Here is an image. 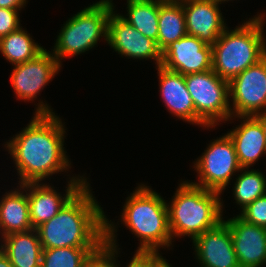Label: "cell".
Here are the masks:
<instances>
[{
	"label": "cell",
	"mask_w": 266,
	"mask_h": 267,
	"mask_svg": "<svg viewBox=\"0 0 266 267\" xmlns=\"http://www.w3.org/2000/svg\"><path fill=\"white\" fill-rule=\"evenodd\" d=\"M47 103L39 100L34 116L5 148L15 161L19 185L41 182L68 171L71 162L64 150L65 125Z\"/></svg>",
	"instance_id": "obj_1"
},
{
	"label": "cell",
	"mask_w": 266,
	"mask_h": 267,
	"mask_svg": "<svg viewBox=\"0 0 266 267\" xmlns=\"http://www.w3.org/2000/svg\"><path fill=\"white\" fill-rule=\"evenodd\" d=\"M87 182L50 220L36 229L43 249L102 247L105 214Z\"/></svg>",
	"instance_id": "obj_2"
},
{
	"label": "cell",
	"mask_w": 266,
	"mask_h": 267,
	"mask_svg": "<svg viewBox=\"0 0 266 267\" xmlns=\"http://www.w3.org/2000/svg\"><path fill=\"white\" fill-rule=\"evenodd\" d=\"M265 14H256L233 30L228 27L212 45V70L230 82L266 56Z\"/></svg>",
	"instance_id": "obj_3"
},
{
	"label": "cell",
	"mask_w": 266,
	"mask_h": 267,
	"mask_svg": "<svg viewBox=\"0 0 266 267\" xmlns=\"http://www.w3.org/2000/svg\"><path fill=\"white\" fill-rule=\"evenodd\" d=\"M178 185L172 201L167 203L171 236L172 239L188 236L194 240L224 219L221 193L204 189L190 181H182Z\"/></svg>",
	"instance_id": "obj_4"
},
{
	"label": "cell",
	"mask_w": 266,
	"mask_h": 267,
	"mask_svg": "<svg viewBox=\"0 0 266 267\" xmlns=\"http://www.w3.org/2000/svg\"><path fill=\"white\" fill-rule=\"evenodd\" d=\"M167 201L155 190L139 184L123 206L121 224L140 238L137 251H157L172 246Z\"/></svg>",
	"instance_id": "obj_5"
},
{
	"label": "cell",
	"mask_w": 266,
	"mask_h": 267,
	"mask_svg": "<svg viewBox=\"0 0 266 267\" xmlns=\"http://www.w3.org/2000/svg\"><path fill=\"white\" fill-rule=\"evenodd\" d=\"M113 4L112 0L98 1L63 24L51 51L61 65L64 58H72L94 48L102 37L108 42V22L111 12L115 10Z\"/></svg>",
	"instance_id": "obj_6"
},
{
	"label": "cell",
	"mask_w": 266,
	"mask_h": 267,
	"mask_svg": "<svg viewBox=\"0 0 266 267\" xmlns=\"http://www.w3.org/2000/svg\"><path fill=\"white\" fill-rule=\"evenodd\" d=\"M185 84L196 114L209 126L228 121L231 115L229 82L219 77L212 69L202 73L184 75Z\"/></svg>",
	"instance_id": "obj_7"
},
{
	"label": "cell",
	"mask_w": 266,
	"mask_h": 267,
	"mask_svg": "<svg viewBox=\"0 0 266 267\" xmlns=\"http://www.w3.org/2000/svg\"><path fill=\"white\" fill-rule=\"evenodd\" d=\"M198 182H191L207 190L222 194L240 166L234 144L227 134L210 141L201 157L193 165Z\"/></svg>",
	"instance_id": "obj_8"
},
{
	"label": "cell",
	"mask_w": 266,
	"mask_h": 267,
	"mask_svg": "<svg viewBox=\"0 0 266 267\" xmlns=\"http://www.w3.org/2000/svg\"><path fill=\"white\" fill-rule=\"evenodd\" d=\"M232 117L266 113V56L229 82Z\"/></svg>",
	"instance_id": "obj_9"
},
{
	"label": "cell",
	"mask_w": 266,
	"mask_h": 267,
	"mask_svg": "<svg viewBox=\"0 0 266 267\" xmlns=\"http://www.w3.org/2000/svg\"><path fill=\"white\" fill-rule=\"evenodd\" d=\"M61 67L51 51L46 49L34 59L14 65L10 80L15 95L25 102L33 101Z\"/></svg>",
	"instance_id": "obj_10"
},
{
	"label": "cell",
	"mask_w": 266,
	"mask_h": 267,
	"mask_svg": "<svg viewBox=\"0 0 266 267\" xmlns=\"http://www.w3.org/2000/svg\"><path fill=\"white\" fill-rule=\"evenodd\" d=\"M67 182V189L62 196L50 184L30 182L22 184L29 203L30 221L33 229L54 217L62 207L87 183L83 176H73Z\"/></svg>",
	"instance_id": "obj_11"
},
{
	"label": "cell",
	"mask_w": 266,
	"mask_h": 267,
	"mask_svg": "<svg viewBox=\"0 0 266 267\" xmlns=\"http://www.w3.org/2000/svg\"><path fill=\"white\" fill-rule=\"evenodd\" d=\"M116 11L111 12L108 22V44L121 56L133 59H153L156 67L162 64V51L157 42L145 37Z\"/></svg>",
	"instance_id": "obj_12"
},
{
	"label": "cell",
	"mask_w": 266,
	"mask_h": 267,
	"mask_svg": "<svg viewBox=\"0 0 266 267\" xmlns=\"http://www.w3.org/2000/svg\"><path fill=\"white\" fill-rule=\"evenodd\" d=\"M161 65L182 75L211 70L212 45L186 34L162 51Z\"/></svg>",
	"instance_id": "obj_13"
},
{
	"label": "cell",
	"mask_w": 266,
	"mask_h": 267,
	"mask_svg": "<svg viewBox=\"0 0 266 267\" xmlns=\"http://www.w3.org/2000/svg\"><path fill=\"white\" fill-rule=\"evenodd\" d=\"M192 242L200 267H240L231 232L224 219Z\"/></svg>",
	"instance_id": "obj_14"
},
{
	"label": "cell",
	"mask_w": 266,
	"mask_h": 267,
	"mask_svg": "<svg viewBox=\"0 0 266 267\" xmlns=\"http://www.w3.org/2000/svg\"><path fill=\"white\" fill-rule=\"evenodd\" d=\"M224 221L229 226L240 267L266 266V228L246 222L239 215Z\"/></svg>",
	"instance_id": "obj_15"
},
{
	"label": "cell",
	"mask_w": 266,
	"mask_h": 267,
	"mask_svg": "<svg viewBox=\"0 0 266 267\" xmlns=\"http://www.w3.org/2000/svg\"><path fill=\"white\" fill-rule=\"evenodd\" d=\"M156 69L159 76L161 99L172 116L174 115L178 119L193 125H202L205 129H213L196 114L193 99L185 84L184 75L168 70L162 65Z\"/></svg>",
	"instance_id": "obj_16"
},
{
	"label": "cell",
	"mask_w": 266,
	"mask_h": 267,
	"mask_svg": "<svg viewBox=\"0 0 266 267\" xmlns=\"http://www.w3.org/2000/svg\"><path fill=\"white\" fill-rule=\"evenodd\" d=\"M182 5L187 34L213 45L227 28L220 4L213 0H188Z\"/></svg>",
	"instance_id": "obj_17"
},
{
	"label": "cell",
	"mask_w": 266,
	"mask_h": 267,
	"mask_svg": "<svg viewBox=\"0 0 266 267\" xmlns=\"http://www.w3.org/2000/svg\"><path fill=\"white\" fill-rule=\"evenodd\" d=\"M241 124L226 134L232 140L238 162L249 168L266 155V138L262 123L255 116H237ZM243 119V120H242Z\"/></svg>",
	"instance_id": "obj_18"
},
{
	"label": "cell",
	"mask_w": 266,
	"mask_h": 267,
	"mask_svg": "<svg viewBox=\"0 0 266 267\" xmlns=\"http://www.w3.org/2000/svg\"><path fill=\"white\" fill-rule=\"evenodd\" d=\"M31 229L33 227L30 221L27 191L20 184V188L6 192L0 199L1 238L12 233L26 232Z\"/></svg>",
	"instance_id": "obj_19"
},
{
	"label": "cell",
	"mask_w": 266,
	"mask_h": 267,
	"mask_svg": "<svg viewBox=\"0 0 266 267\" xmlns=\"http://www.w3.org/2000/svg\"><path fill=\"white\" fill-rule=\"evenodd\" d=\"M2 239L0 249L13 267H40L43 247L36 229L12 233Z\"/></svg>",
	"instance_id": "obj_20"
},
{
	"label": "cell",
	"mask_w": 266,
	"mask_h": 267,
	"mask_svg": "<svg viewBox=\"0 0 266 267\" xmlns=\"http://www.w3.org/2000/svg\"><path fill=\"white\" fill-rule=\"evenodd\" d=\"M159 0H127L126 16L122 18L145 37L151 38L158 45Z\"/></svg>",
	"instance_id": "obj_21"
},
{
	"label": "cell",
	"mask_w": 266,
	"mask_h": 267,
	"mask_svg": "<svg viewBox=\"0 0 266 267\" xmlns=\"http://www.w3.org/2000/svg\"><path fill=\"white\" fill-rule=\"evenodd\" d=\"M158 22V48L161 51L187 34L182 3L160 1Z\"/></svg>",
	"instance_id": "obj_22"
},
{
	"label": "cell",
	"mask_w": 266,
	"mask_h": 267,
	"mask_svg": "<svg viewBox=\"0 0 266 267\" xmlns=\"http://www.w3.org/2000/svg\"><path fill=\"white\" fill-rule=\"evenodd\" d=\"M44 50L23 27L0 39V52L12 65L32 60Z\"/></svg>",
	"instance_id": "obj_23"
},
{
	"label": "cell",
	"mask_w": 266,
	"mask_h": 267,
	"mask_svg": "<svg viewBox=\"0 0 266 267\" xmlns=\"http://www.w3.org/2000/svg\"><path fill=\"white\" fill-rule=\"evenodd\" d=\"M235 178L233 195L241 210L258 197L266 194V177L262 171L242 168Z\"/></svg>",
	"instance_id": "obj_24"
},
{
	"label": "cell",
	"mask_w": 266,
	"mask_h": 267,
	"mask_svg": "<svg viewBox=\"0 0 266 267\" xmlns=\"http://www.w3.org/2000/svg\"><path fill=\"white\" fill-rule=\"evenodd\" d=\"M101 247H61L43 249L40 267H83Z\"/></svg>",
	"instance_id": "obj_25"
},
{
	"label": "cell",
	"mask_w": 266,
	"mask_h": 267,
	"mask_svg": "<svg viewBox=\"0 0 266 267\" xmlns=\"http://www.w3.org/2000/svg\"><path fill=\"white\" fill-rule=\"evenodd\" d=\"M117 225L105 216V244L85 262L83 267H117ZM116 255V256H115Z\"/></svg>",
	"instance_id": "obj_26"
},
{
	"label": "cell",
	"mask_w": 266,
	"mask_h": 267,
	"mask_svg": "<svg viewBox=\"0 0 266 267\" xmlns=\"http://www.w3.org/2000/svg\"><path fill=\"white\" fill-rule=\"evenodd\" d=\"M240 212L239 216L246 222L266 228V194L255 199Z\"/></svg>",
	"instance_id": "obj_27"
},
{
	"label": "cell",
	"mask_w": 266,
	"mask_h": 267,
	"mask_svg": "<svg viewBox=\"0 0 266 267\" xmlns=\"http://www.w3.org/2000/svg\"><path fill=\"white\" fill-rule=\"evenodd\" d=\"M19 11L21 10L0 8V39L21 27Z\"/></svg>",
	"instance_id": "obj_28"
},
{
	"label": "cell",
	"mask_w": 266,
	"mask_h": 267,
	"mask_svg": "<svg viewBox=\"0 0 266 267\" xmlns=\"http://www.w3.org/2000/svg\"><path fill=\"white\" fill-rule=\"evenodd\" d=\"M127 267H156L164 258L157 251H135ZM119 267V263H117Z\"/></svg>",
	"instance_id": "obj_29"
},
{
	"label": "cell",
	"mask_w": 266,
	"mask_h": 267,
	"mask_svg": "<svg viewBox=\"0 0 266 267\" xmlns=\"http://www.w3.org/2000/svg\"><path fill=\"white\" fill-rule=\"evenodd\" d=\"M27 0H0V8H8L13 10H22L26 6Z\"/></svg>",
	"instance_id": "obj_30"
},
{
	"label": "cell",
	"mask_w": 266,
	"mask_h": 267,
	"mask_svg": "<svg viewBox=\"0 0 266 267\" xmlns=\"http://www.w3.org/2000/svg\"><path fill=\"white\" fill-rule=\"evenodd\" d=\"M0 267H13L8 257L0 249Z\"/></svg>",
	"instance_id": "obj_31"
},
{
	"label": "cell",
	"mask_w": 266,
	"mask_h": 267,
	"mask_svg": "<svg viewBox=\"0 0 266 267\" xmlns=\"http://www.w3.org/2000/svg\"><path fill=\"white\" fill-rule=\"evenodd\" d=\"M255 117L262 123L266 138V113L258 114Z\"/></svg>",
	"instance_id": "obj_32"
},
{
	"label": "cell",
	"mask_w": 266,
	"mask_h": 267,
	"mask_svg": "<svg viewBox=\"0 0 266 267\" xmlns=\"http://www.w3.org/2000/svg\"><path fill=\"white\" fill-rule=\"evenodd\" d=\"M161 1L162 3H184L185 1H188V0H159Z\"/></svg>",
	"instance_id": "obj_33"
},
{
	"label": "cell",
	"mask_w": 266,
	"mask_h": 267,
	"mask_svg": "<svg viewBox=\"0 0 266 267\" xmlns=\"http://www.w3.org/2000/svg\"><path fill=\"white\" fill-rule=\"evenodd\" d=\"M156 267H172L165 259H163Z\"/></svg>",
	"instance_id": "obj_34"
},
{
	"label": "cell",
	"mask_w": 266,
	"mask_h": 267,
	"mask_svg": "<svg viewBox=\"0 0 266 267\" xmlns=\"http://www.w3.org/2000/svg\"><path fill=\"white\" fill-rule=\"evenodd\" d=\"M213 1H215L218 4H223V3H225V1L228 2V1H231V0H213Z\"/></svg>",
	"instance_id": "obj_35"
}]
</instances>
